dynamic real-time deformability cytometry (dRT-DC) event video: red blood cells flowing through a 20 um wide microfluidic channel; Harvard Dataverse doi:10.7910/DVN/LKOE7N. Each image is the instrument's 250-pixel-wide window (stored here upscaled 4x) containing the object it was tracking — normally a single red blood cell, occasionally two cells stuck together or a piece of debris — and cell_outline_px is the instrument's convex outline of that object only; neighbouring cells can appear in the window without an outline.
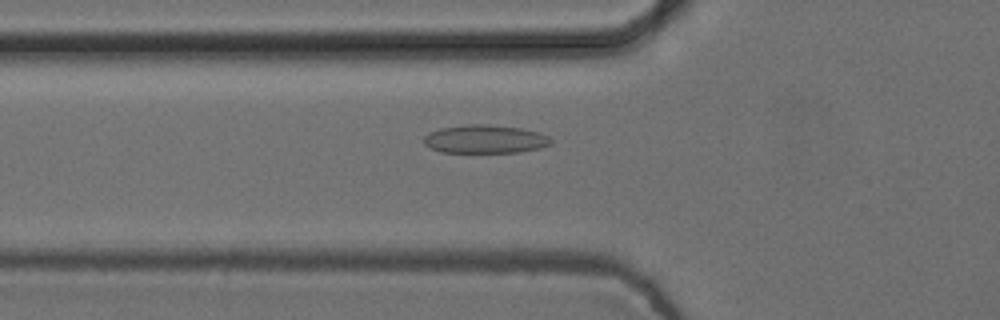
{"species": "common noctule bat (a hibernating species)", "species_latin": "Nyctalus noctula", "temperature_condition": "cold", "stored_images_in_passage": 46, "camera_frame_rate_fps": 3000, "um_per_image_px": 0.085, "animal": {"sex": "female", "body_mass_g": 24.6, "forearm_length_mm": 56.2}, "frame": {"image": 1, "passage_image": 11, "time_ms": 3.333, "image_size_px": [1000, 320], "cell_outline_px": [[552, 144], [540, 148], [520, 152], [440, 152], [424, 144], [424, 136], [428, 132], [440, 128], [468, 124], [488, 124], [520, 128], [540, 132], [548, 136], [552, 140]], "centroid_in_image_um": [41.24, 11.82], "position_along_channel_um": 84.6, "area_um2": 21.1}}
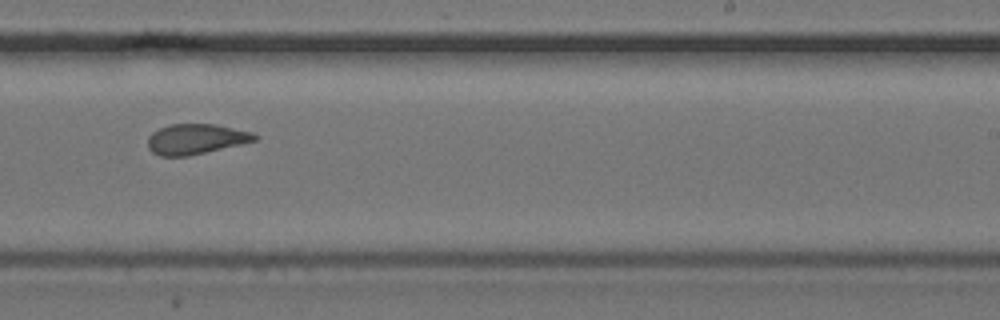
{"frame": {"image": 2, "passage_image": 26, "time_ms": 8.333, "image_size_px": [1000, 320], "cell_outline_px": [[260, 136], [256, 140], [240, 144], [188, 156], [160, 156], [152, 152], [148, 148], [148, 136], [152, 132], [168, 124], [216, 124], [252, 132]], "centroid_in_image_um": [16.63, 11.81], "position_along_channel_um": 272.4, "area_um2": 18.84}}
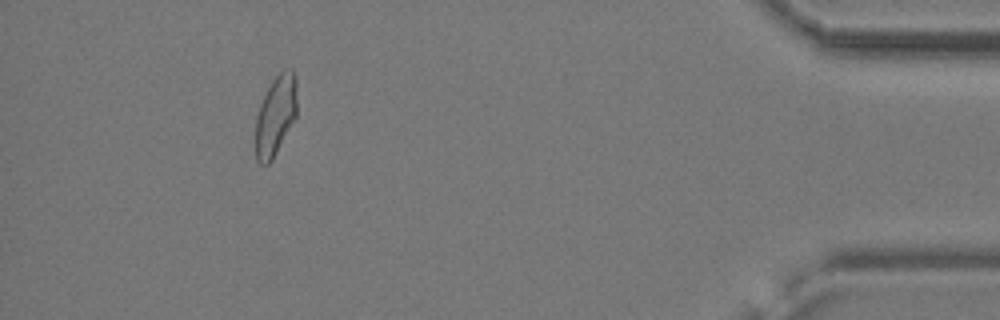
{"frame": {"image": 3, "passage_image": 42, "time_ms": 13.667, "image_size_px": [1000, 320], "cell_outline_px": [[296, 116], [272, 160], [268, 164], [260, 164], [256, 160], [256, 116], [260, 104], [272, 80], [284, 68], [292, 68], [296, 76]], "centroid_in_image_um": [23.43, 9.79], "position_along_channel_um": 411.8, "area_um2": 19.19}, "authors_computed_cell_mechanics": {"area_um2": 19.941, "velocity_mm_per_s": 3.7408, "shape_relaxation_time_tau1_ms": 4.0937, "shape_relaxation_time_tau2_ms": 1.551, "deformation_change_tau1": 0.0952, "deformation_change_tau2": 0.0727}}